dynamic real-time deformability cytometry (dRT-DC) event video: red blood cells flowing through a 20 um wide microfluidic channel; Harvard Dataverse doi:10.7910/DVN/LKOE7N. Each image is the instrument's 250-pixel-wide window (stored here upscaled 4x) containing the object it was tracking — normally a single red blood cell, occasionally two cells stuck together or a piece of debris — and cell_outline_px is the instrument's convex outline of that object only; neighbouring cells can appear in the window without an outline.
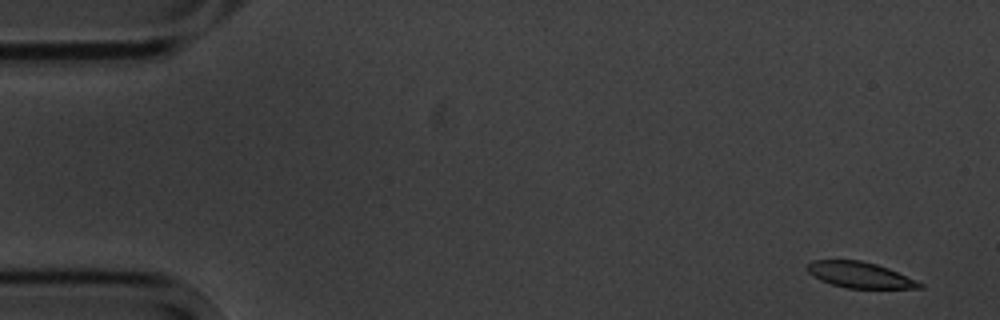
{"species": "common noctule bat (a hibernating species)", "species_latin": "Nyctalus noctula", "temperature_condition": "cold", "stored_images_in_passage": 6, "camera_frame_rate_fps": 3000, "um_per_image_px": 0.085, "animal": {"sex": "male", "body_mass_g": 20.1, "forearm_length_mm": 53.5}, "frame": {"image": 1, "passage_image": 1, "time_ms": 0.0, "image_size_px": [1000, 320], "cell_outline_px": [[924, 288], [848, 288], [832, 284], [820, 280], [808, 272], [808, 264], [812, 260], [860, 260], [876, 264], [888, 268], [916, 280], [924, 284]], "centroid_in_image_um": [73.1, 23.37], "position_along_channel_um": 11.9, "area_um2": 16.76}}
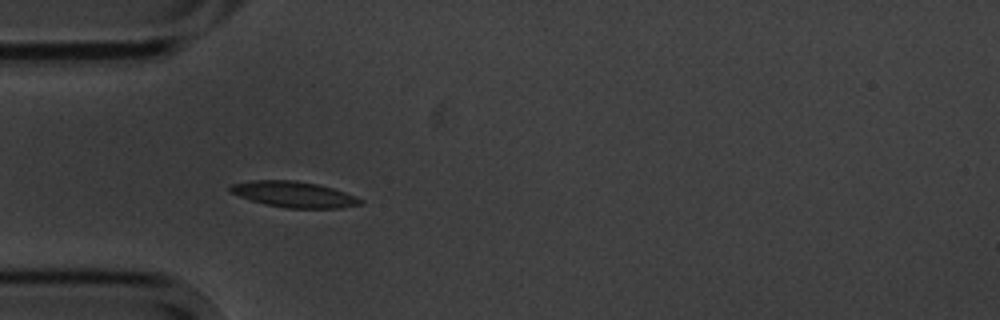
{"frame": {"image": 2, "passage_image": 5, "time_ms": 4.667, "image_size_px": [1000, 320], "cell_outline_px": [[364, 204], [340, 208], [288, 208], [264, 204], [240, 196], [232, 192], [228, 188], [232, 184], [252, 180], [296, 180], [316, 184], [332, 188], [356, 196], [364, 200]], "centroid_in_image_um": [25.03, 16.52], "position_along_channel_um": 60.0, "area_um2": 19.54}}
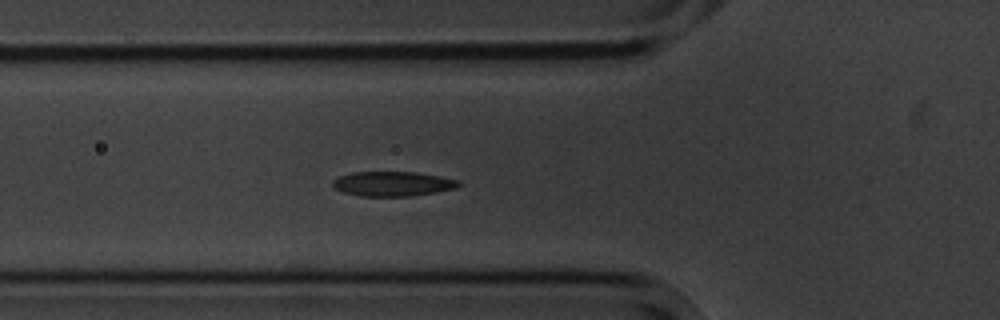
{"frame": {"image": 3, "passage_image": 6, "time_ms": 5.667, "image_size_px": [1000, 320], "cell_outline_px": [[460, 184], [456, 188], [436, 192], [412, 196], [360, 196], [344, 192], [336, 188], [332, 184], [332, 180], [340, 176], [352, 172], [416, 172], [440, 176], [460, 180]], "centroid_in_image_um": [33.4, 15.62], "position_along_channel_um": 92.4, "area_um2": 18.09}}